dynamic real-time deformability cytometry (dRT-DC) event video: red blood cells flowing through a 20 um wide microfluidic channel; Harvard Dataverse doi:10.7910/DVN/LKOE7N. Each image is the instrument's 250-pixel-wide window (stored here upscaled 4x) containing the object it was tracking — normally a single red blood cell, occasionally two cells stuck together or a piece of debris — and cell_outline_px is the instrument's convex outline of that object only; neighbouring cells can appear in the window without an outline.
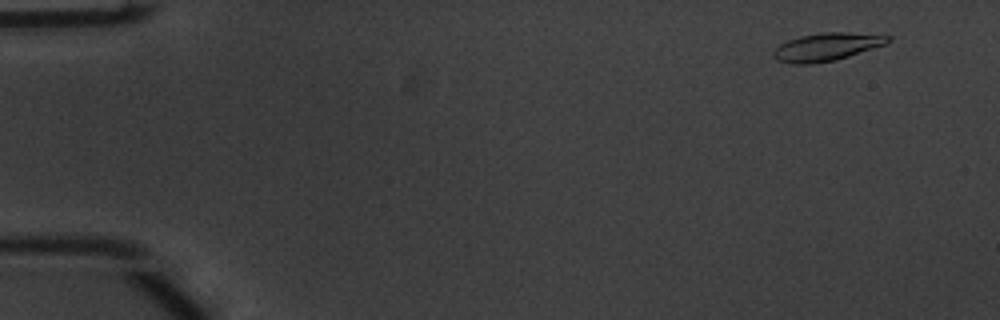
{"species": "common noctule bat (a hibernating species)", "species_latin": "Nyctalus noctula", "temperature_condition": "warm", "stored_images_in_passage": 52, "camera_frame_rate_fps": 3000, "um_per_image_px": 0.085, "animal": {"sex": "male", "body_mass_g": 20.1, "forearm_length_mm": 53.5}, "frame": {"image": 1, "passage_image": 2, "time_ms": 0.333, "image_size_px": [1000, 320], "cell_outline_px": [[892, 40], [888, 44], [836, 60], [812, 64], [792, 64], [776, 60], [772, 56], [772, 52], [780, 44], [788, 40], [800, 36], [824, 32], [848, 32], [892, 36]], "centroid_in_image_um": [70.29, 3.99], "position_along_channel_um": 14.7, "area_um2": 18.84}}
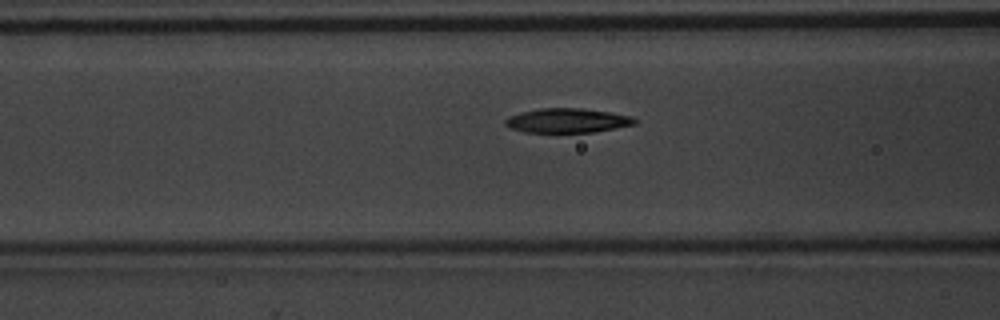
{"frame": {"image": 2, "passage_image": 20, "time_ms": 6.333, "image_size_px": [1000, 320], "cell_outline_px": [[636, 124], [592, 132], [524, 132], [508, 128], [504, 124], [504, 120], [508, 116], [520, 112], [540, 108], [580, 108], [608, 112], [632, 116], [636, 120]], "centroid_in_image_um": [48.15, 10.24], "position_along_channel_um": 118.4, "area_um2": 18.38}}
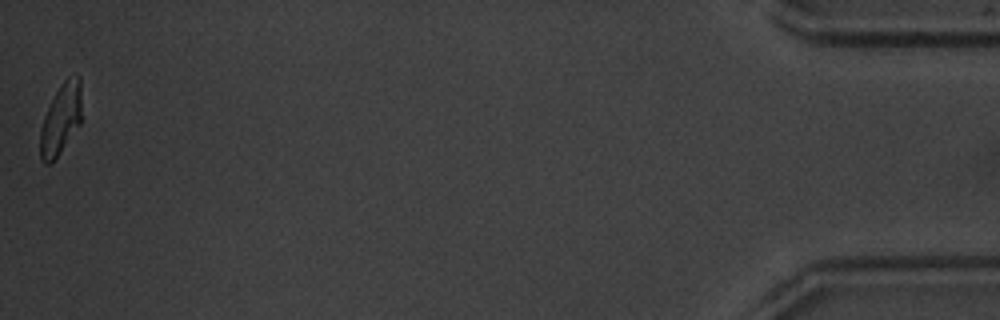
{"frame": {"image": 3, "passage_image": 52, "time_ms": 17.0, "image_size_px": [1000, 320], "cell_outline_px": [[80, 124], [52, 164], [44, 164], [40, 160], [40, 128], [44, 116], [60, 84], [68, 76], [80, 76]], "centroid_in_image_um": [5.14, 10.17], "position_along_channel_um": 430.1, "area_um2": 16.99}, "authors_computed_cell_mechanics": {"area_um2": 18.496, "velocity_mm_per_s": 3.7656, "shape_relaxation_time_tau1_ms": 2.3101, "shape_relaxation_time_tau2_ms": 2.0039, "deformation_change_tau1": 0.1809, "deformation_change_tau2": 0.0809}}